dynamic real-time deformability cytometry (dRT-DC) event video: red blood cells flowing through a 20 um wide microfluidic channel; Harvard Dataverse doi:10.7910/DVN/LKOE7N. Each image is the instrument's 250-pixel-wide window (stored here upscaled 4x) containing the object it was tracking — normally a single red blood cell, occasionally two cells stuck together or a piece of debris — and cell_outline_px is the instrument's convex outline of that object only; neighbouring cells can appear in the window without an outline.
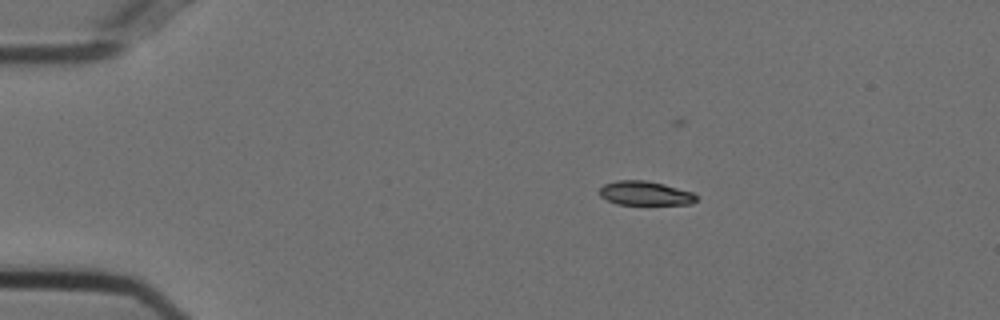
{"species": "Egyptian fruit bat (a non-hibernating species)", "species_latin": "Rousettus aegyptiacus", "temperature_condition": "cold", "stored_images_in_passage": 45, "camera_frame_rate_fps": 3000, "um_per_image_px": 0.085, "animal": {"sex": "female"}, "frame": {"image": 1, "passage_image": 1, "time_ms": 0.0, "image_size_px": [1000, 320], "cell_outline_px": [[696, 200], [692, 204], [616, 204], [600, 196], [600, 188], [604, 184], [616, 180], [644, 180], [664, 184], [692, 192], [696, 196]], "centroid_in_image_um": [54.82, 16.42], "position_along_channel_um": 30.2, "area_um2": 13.47}}
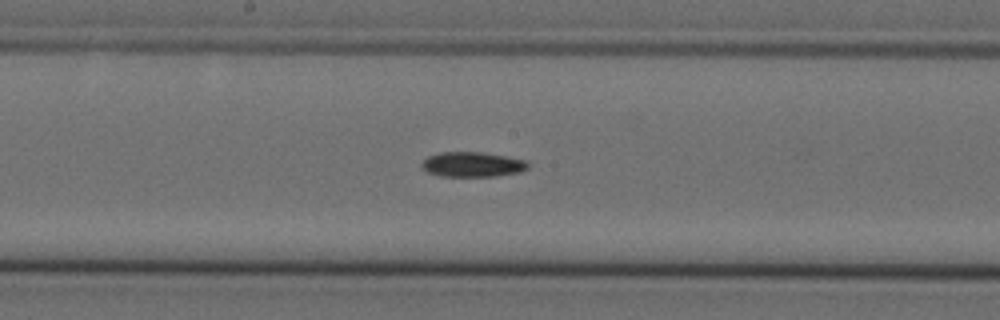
{"frame": {"image": 2, "passage_image": 20, "time_ms": 6.333, "image_size_px": [1000, 320], "cell_outline_px": [[528, 168], [520, 172], [496, 176], [440, 176], [428, 172], [420, 168], [420, 164], [428, 156], [440, 152], [484, 152], [528, 160]], "centroid_in_image_um": [40.15, 13.97], "position_along_channel_um": 208.0, "area_um2": 15.61}}
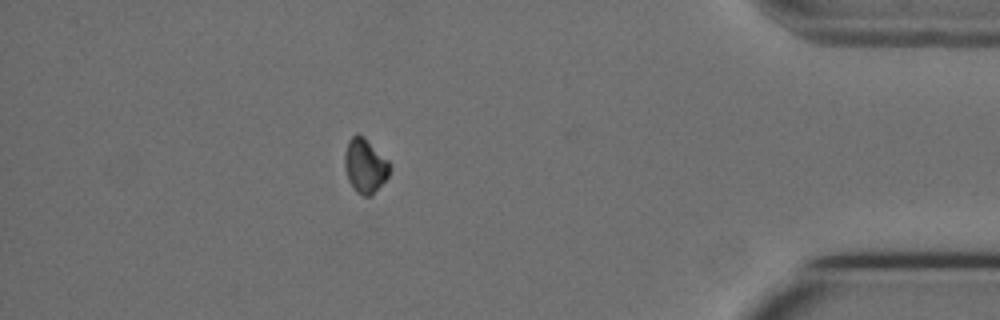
{"frame": {"image": 3, "passage_image": 39, "time_ms": 12.667, "image_size_px": [1000, 320], "cell_outline_px": [[392, 168], [388, 176], [372, 196], [364, 196], [356, 192], [348, 180], [344, 168], [344, 152], [348, 140], [356, 132], [364, 136], [388, 160]], "centroid_in_image_um": [31.02, 14.07], "position_along_channel_um": 404.2, "area_um2": 14.57}}